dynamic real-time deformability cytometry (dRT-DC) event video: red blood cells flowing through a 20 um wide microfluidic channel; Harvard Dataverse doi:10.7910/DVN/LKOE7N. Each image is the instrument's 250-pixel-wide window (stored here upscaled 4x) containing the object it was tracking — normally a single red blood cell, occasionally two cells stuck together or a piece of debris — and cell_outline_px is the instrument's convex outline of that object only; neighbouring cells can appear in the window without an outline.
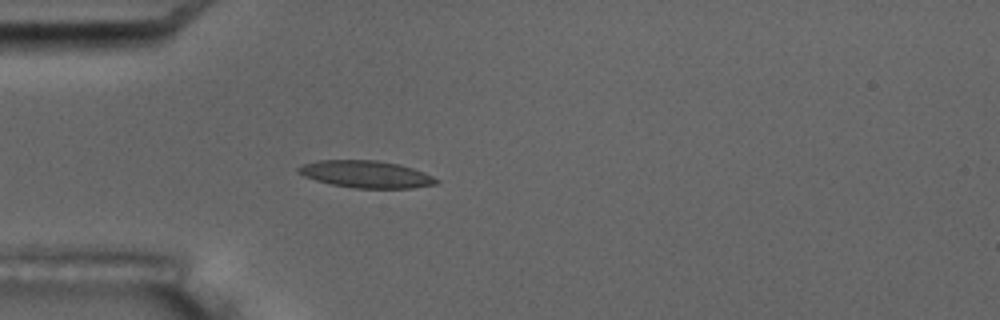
{"species": "common noctule bat (a hibernating species)", "species_latin": "Nyctalus noctula", "temperature_condition": "room temperature", "stored_images_in_passage": 5, "camera_frame_rate_fps": 3000, "um_per_image_px": 0.085, "animal": {"sex": "male", "body_mass_g": 17.5, "forearm_length_mm": 52.3}, "frame": {"image": 1, "passage_image": 5, "time_ms": 4.667, "image_size_px": [1000, 320], "cell_outline_px": [[440, 180], [436, 184], [412, 188], [352, 188], [332, 184], [316, 180], [304, 176], [296, 172], [296, 168], [304, 164], [320, 160], [376, 160], [400, 164], [424, 172]], "centroid_in_image_um": [31.12, 14.81], "position_along_channel_um": 53.9, "area_um2": 21.79}}